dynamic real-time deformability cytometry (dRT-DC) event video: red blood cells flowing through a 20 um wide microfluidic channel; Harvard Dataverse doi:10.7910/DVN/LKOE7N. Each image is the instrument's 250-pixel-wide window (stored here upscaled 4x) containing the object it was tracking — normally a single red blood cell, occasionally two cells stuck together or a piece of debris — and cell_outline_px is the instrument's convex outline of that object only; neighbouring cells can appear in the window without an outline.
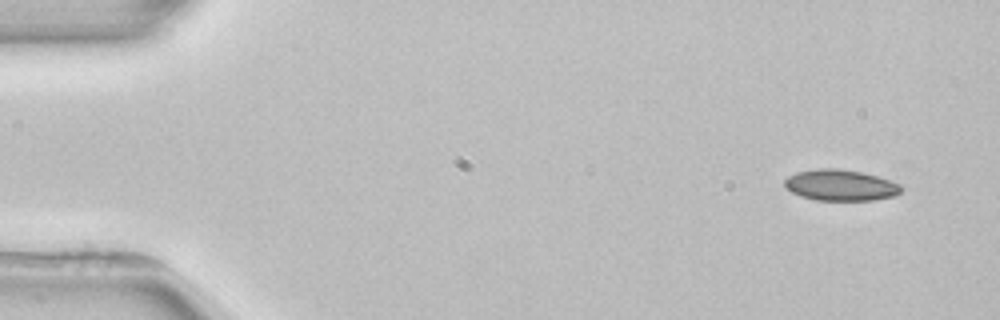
{"species": "common noctule bat (a hibernating species)", "species_latin": "Nyctalus noctula", "temperature_condition": "room temperature", "stored_images_in_passage": 4, "camera_frame_rate_fps": 3000, "um_per_image_px": 0.085, "animal": {"sex": "female", "body_mass_g": 22.7, "forearm_length_mm": 54.2}, "frame": {"image": 1, "passage_image": 1, "time_ms": 0.0, "image_size_px": [1000, 320], "cell_outline_px": [[904, 188], [896, 196], [876, 200], [816, 200], [800, 196], [792, 192], [784, 184], [784, 180], [788, 176], [796, 172], [816, 168], [836, 168], [864, 172], [900, 184]], "centroid_in_image_um": [71.46, 15.74], "position_along_channel_um": 13.5, "area_um2": 21.27}}
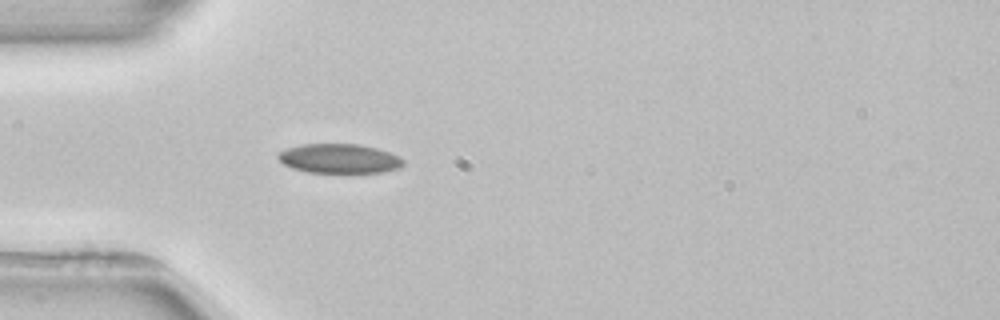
{"frame": {"image": 2, "passage_image": 4, "time_ms": 4.0, "image_size_px": [1000, 320], "cell_outline_px": [[404, 164], [400, 168], [384, 172], [308, 172], [292, 168], [284, 164], [276, 156], [280, 152], [288, 148], [300, 144], [360, 144], [376, 148], [400, 156], [404, 160]], "centroid_in_image_um": [28.86, 13.47], "position_along_channel_um": 56.1, "area_um2": 21.39}}